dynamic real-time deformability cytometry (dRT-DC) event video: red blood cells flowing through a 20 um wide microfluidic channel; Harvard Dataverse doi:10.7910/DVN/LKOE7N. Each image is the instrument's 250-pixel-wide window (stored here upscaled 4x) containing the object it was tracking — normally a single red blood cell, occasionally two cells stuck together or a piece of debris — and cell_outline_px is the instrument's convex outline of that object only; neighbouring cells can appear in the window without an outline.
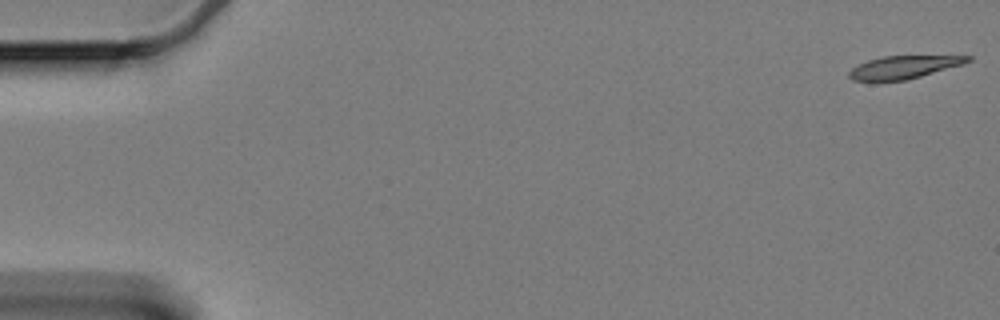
{"species": "Egyptian fruit bat (a non-hibernating species)", "species_latin": "Rousettus aegyptiacus", "temperature_condition": "cold", "stored_images_in_passage": 62, "segment_of_instrument_passage": [1, 2], "camera_frame_rate_fps": 3000, "um_per_image_px": 0.085, "animal": {"sex": "female"}, "frame": {"image": 1, "passage_image": 1, "time_ms": 0.0, "image_size_px": [1000, 320], "cell_outline_px": [[972, 60], [964, 64], [920, 76], [904, 80], [852, 80], [848, 76], [848, 72], [852, 68], [868, 60], [884, 56], [972, 56]], "centroid_in_image_um": [76.83, 5.7], "position_along_channel_um": 8.2, "area_um2": 15.43}}
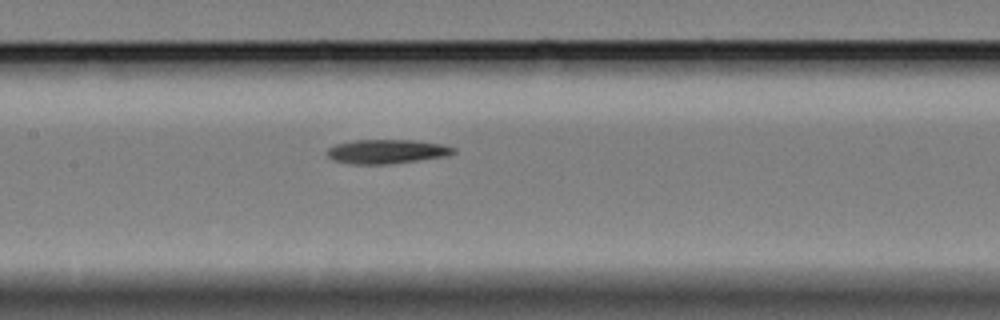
{"frame": {"image": 2, "passage_image": 29, "time_ms": 9.333, "image_size_px": [1000, 320], "cell_outline_px": [[456, 152], [448, 156], [388, 164], [348, 164], [332, 160], [324, 152], [328, 148], [336, 144], [352, 140], [412, 140], [440, 144], [456, 148]], "centroid_in_image_um": [32.83, 12.88], "position_along_channel_um": 174.6, "area_um2": 17.92}}
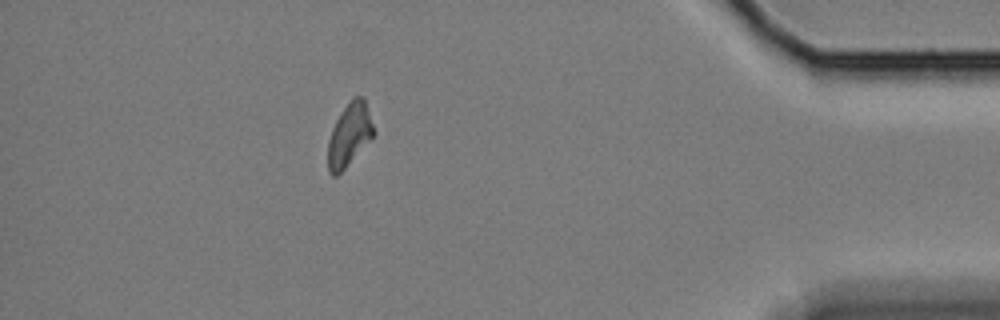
{"frame": {"image": 3, "passage_image": 54, "time_ms": 17.667, "image_size_px": [1000, 320], "cell_outline_px": [[376, 132], [344, 168], [336, 176], [332, 176], [328, 172], [328, 140], [332, 128], [340, 112], [352, 96], [364, 96]], "centroid_in_image_um": [29.69, 11.4], "position_along_channel_um": 405.5, "area_um2": 16.7}}